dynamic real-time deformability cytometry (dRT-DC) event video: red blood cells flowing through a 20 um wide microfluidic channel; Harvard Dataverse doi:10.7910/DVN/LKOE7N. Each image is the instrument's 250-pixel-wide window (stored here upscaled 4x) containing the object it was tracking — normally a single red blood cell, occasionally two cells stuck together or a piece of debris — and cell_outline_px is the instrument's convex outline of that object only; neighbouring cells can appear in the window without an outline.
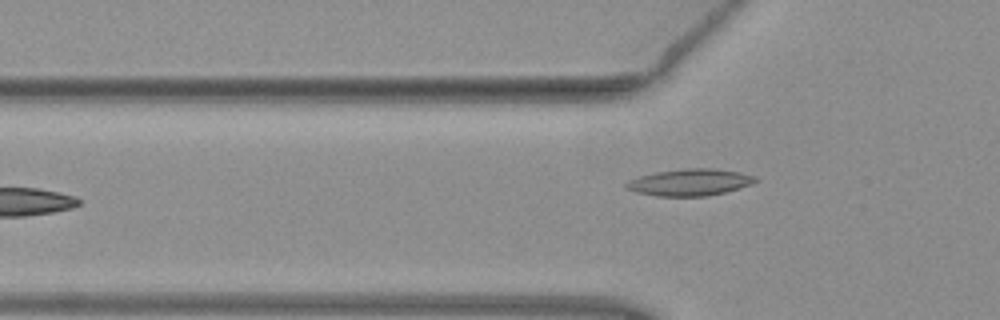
{"species": "common noctule bat (a hibernating species)", "species_latin": "Nyctalus noctula", "temperature_condition": "warm", "stored_images_in_passage": 6, "camera_frame_rate_fps": 3000, "um_per_image_px": 0.085, "animal": {"sex": "female", "body_mass_g": 19.3, "forearm_length_mm": 54.1}, "frame": {"image": 1, "passage_image": 6, "time_ms": 1.667, "image_size_px": [1000, 320], "cell_outline_px": [[760, 180], [752, 184], [724, 192], [708, 196], [656, 196], [636, 192], [628, 188], [624, 184], [628, 180], [640, 176], [656, 172], [688, 168], [712, 168], [740, 172], [756, 176]], "centroid_in_image_um": [58.67, 15.49], "position_along_channel_um": 67.1, "area_um2": 20.11}}